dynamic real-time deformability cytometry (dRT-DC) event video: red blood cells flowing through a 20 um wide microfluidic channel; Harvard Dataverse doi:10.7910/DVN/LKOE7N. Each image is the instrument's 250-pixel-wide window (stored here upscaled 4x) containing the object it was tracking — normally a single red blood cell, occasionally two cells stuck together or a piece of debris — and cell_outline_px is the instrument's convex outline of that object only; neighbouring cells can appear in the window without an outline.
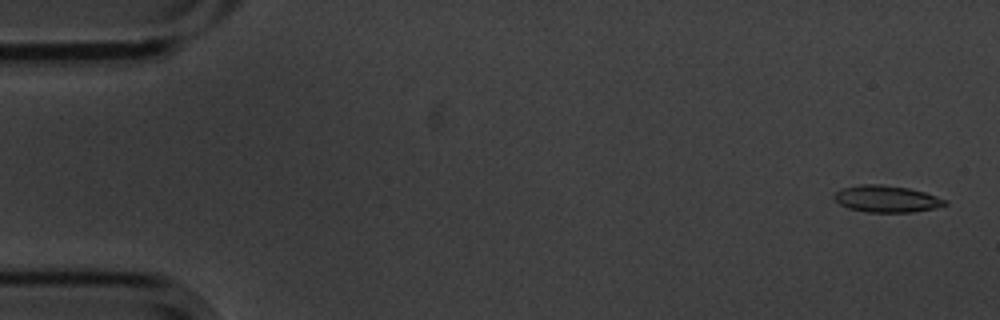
{"species": "common noctule bat (a hibernating species)", "species_latin": "Nyctalus noctula", "temperature_condition": "cold", "stored_images_in_passage": 4, "camera_frame_rate_fps": 3000, "um_per_image_px": 0.085, "animal": {"sex": "male", "body_mass_g": 20.1, "forearm_length_mm": 53.5}, "frame": {"image": 1, "passage_image": 1, "time_ms": 0.0, "image_size_px": [1000, 320], "cell_outline_px": [[948, 204], [936, 208], [912, 212], [868, 212], [848, 208], [840, 204], [832, 196], [840, 188], [860, 184], [880, 184], [908, 188], [924, 192], [948, 200]], "centroid_in_image_um": [75.36, 16.9], "position_along_channel_um": 9.6, "area_um2": 17.34}}
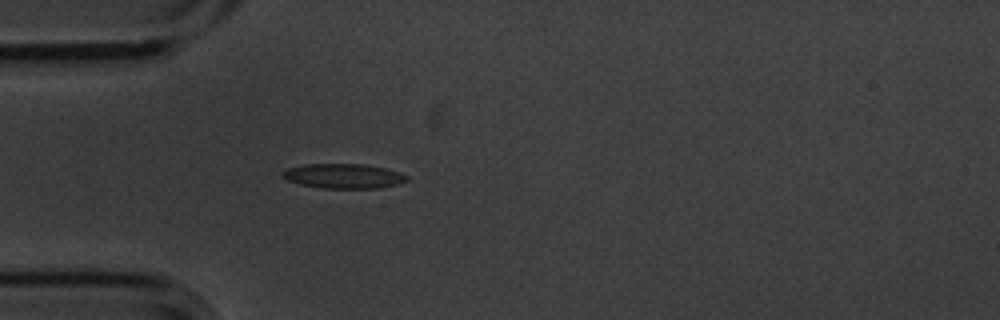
{"frame": {"image": 2, "passage_image": 4, "time_ms": 1.0, "image_size_px": [1000, 320], "cell_outline_px": [[408, 180], [396, 184], [380, 188], [324, 188], [300, 184], [288, 180], [280, 176], [280, 172], [288, 168], [304, 164], [364, 164], [384, 168], [400, 172], [408, 176]], "centroid_in_image_um": [29.18, 14.96], "position_along_channel_um": 55.8, "area_um2": 17.86}}